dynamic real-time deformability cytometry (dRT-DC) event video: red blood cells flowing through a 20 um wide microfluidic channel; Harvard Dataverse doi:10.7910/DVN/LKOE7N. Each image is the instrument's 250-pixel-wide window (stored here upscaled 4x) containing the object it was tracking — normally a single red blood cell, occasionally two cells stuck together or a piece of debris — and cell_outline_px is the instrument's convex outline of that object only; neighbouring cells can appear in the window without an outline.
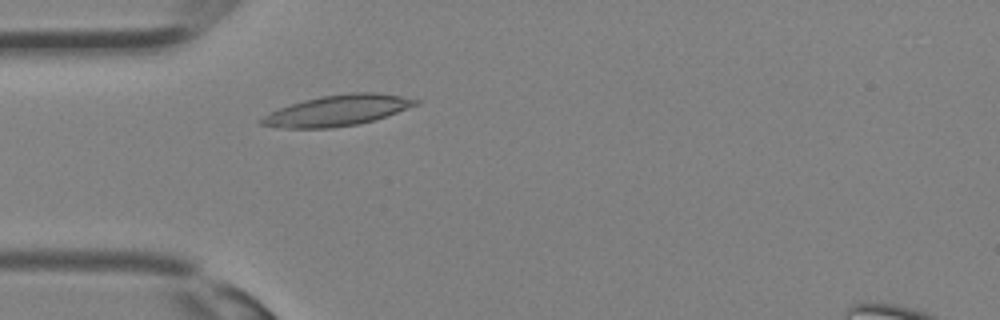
{"species": "Egyptian fruit bat (a non-hibernating species)", "species_latin": "Rousettus aegyptiacus", "temperature_condition": "room temperature", "stored_images_in_passage": 30, "camera_frame_rate_fps": 3000, "um_per_image_px": 0.085, "animal": {"sex": "female"}, "frame": {"image": 1, "passage_image": 7, "time_ms": 2.0, "image_size_px": [1000, 320], "cell_outline_px": [[420, 104], [372, 120], [356, 124], [332, 128], [288, 128], [260, 124], [256, 120], [280, 108], [304, 100], [320, 96], [352, 92], [372, 92], [400, 96], [420, 100]], "centroid_in_image_um": [28.68, 9.38], "position_along_channel_um": 56.3, "area_um2": 27.17}}
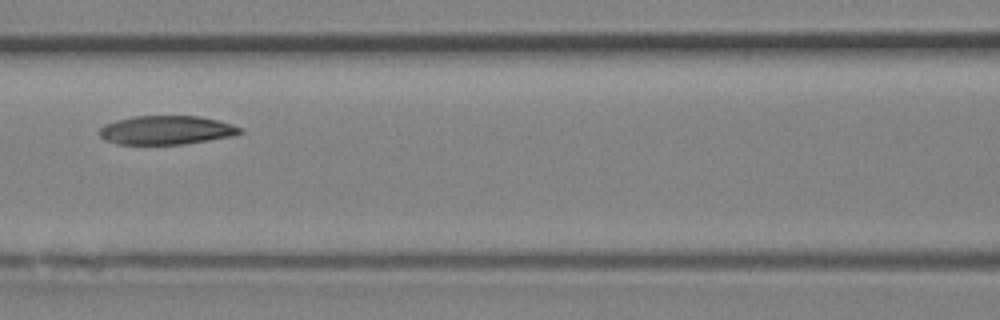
{"frame": {"image": 2, "passage_image": 12, "time_ms": 3.667, "image_size_px": [1000, 320], "cell_outline_px": [[244, 132], [232, 136], [184, 144], [116, 144], [104, 140], [100, 136], [100, 128], [104, 124], [116, 120], [132, 116], [200, 116], [232, 124], [240, 128]], "centroid_in_image_um": [14.11, 11.06], "position_along_channel_um": 152.5, "area_um2": 23.58}}
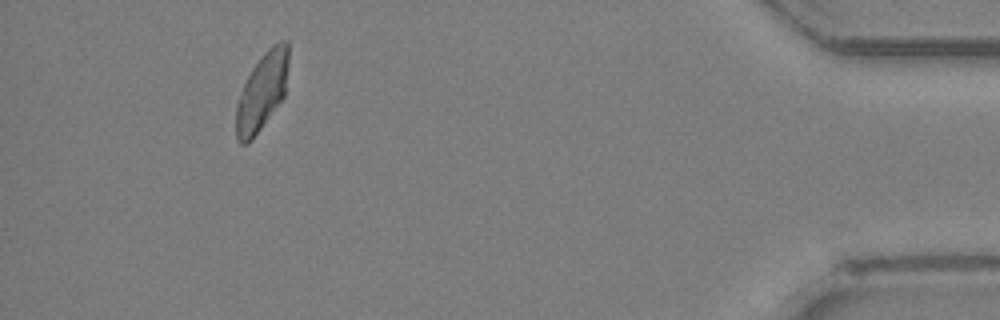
{"frame": {"image": 3, "passage_image": 28, "time_ms": 9.0, "image_size_px": [1000, 320], "cell_outline_px": [[288, 68], [284, 96], [252, 140], [248, 144], [240, 144], [236, 140], [236, 104], [244, 84], [252, 68], [264, 52], [272, 44], [280, 40], [288, 40]], "centroid_in_image_um": [22.27, 7.78], "position_along_channel_um": 412.9, "area_um2": 23.64}}